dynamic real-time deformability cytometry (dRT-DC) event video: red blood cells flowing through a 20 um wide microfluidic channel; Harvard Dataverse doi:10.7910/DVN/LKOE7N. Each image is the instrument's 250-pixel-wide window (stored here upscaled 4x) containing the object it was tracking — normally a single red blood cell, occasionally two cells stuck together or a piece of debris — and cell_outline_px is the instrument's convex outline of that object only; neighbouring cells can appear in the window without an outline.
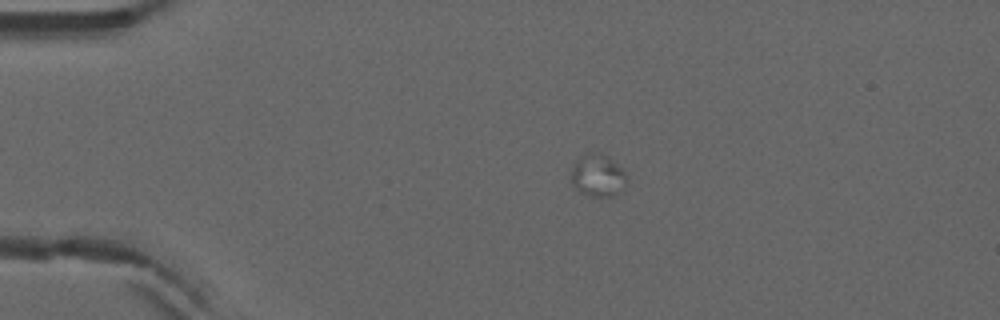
{"species": "common noctule bat (a hibernating species)", "species_latin": "Nyctalus noctula", "temperature_condition": "warm", "stored_images_in_passage": 17, "camera_frame_rate_fps": 3000, "um_per_image_px": 0.085, "animal": {"sex": "male", "forearm_length_mm": 52.5}, "frame": {"image": 1, "passage_image": 12, "time_ms": 3.667, "image_size_px": [1000, 320], "cell_outline_px": [[628, 184], [620, 192], [612, 196], [588, 196], [580, 192], [572, 184], [572, 168], [576, 160], [584, 152], [600, 152], [608, 156], [628, 176]], "centroid_in_image_um": [50.83, 14.91], "position_along_channel_um": 34.2, "area_um2": 13.93}}